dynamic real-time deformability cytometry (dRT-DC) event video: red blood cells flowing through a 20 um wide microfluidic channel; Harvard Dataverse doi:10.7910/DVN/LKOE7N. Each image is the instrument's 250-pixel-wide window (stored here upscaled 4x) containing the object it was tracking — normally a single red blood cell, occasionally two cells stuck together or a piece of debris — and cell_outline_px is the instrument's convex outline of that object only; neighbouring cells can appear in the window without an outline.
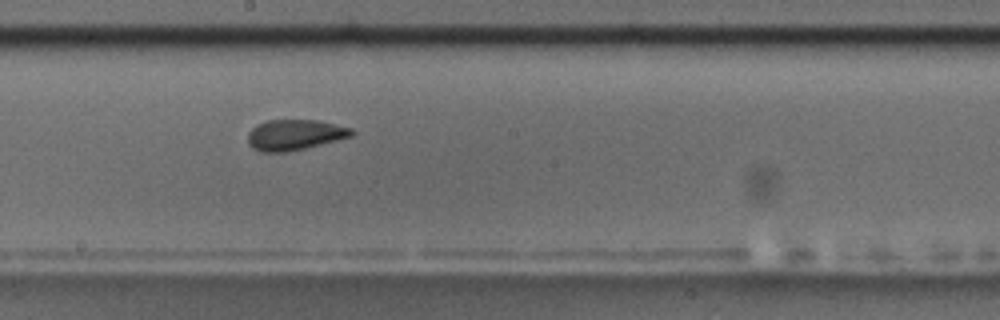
{"species": "common noctule bat (a hibernating species)", "species_latin": "Nyctalus noctula", "temperature_condition": "room temperature", "stored_images_in_passage": 15, "camera_frame_rate_fps": 3000, "um_per_image_px": 0.085, "animal": {"sex": "male", "body_mass_g": 17.5, "forearm_length_mm": 52.3}, "frame": {"image": 1, "passage_image": 9, "time_ms": 10.0, "image_size_px": [1000, 320], "cell_outline_px": [[356, 132], [352, 136], [288, 152], [260, 152], [252, 148], [248, 144], [248, 132], [256, 124], [268, 120], [316, 120], [352, 128]], "centroid_in_image_um": [25.02, 11.46], "position_along_channel_um": 223.2, "area_um2": 18.5}, "authors_computed_cell_mechanics": {"area_um2": 19.652, "velocity_mm_per_s": 3.503, "shape_relaxation_time_tau1_ms": 8.3916, "shape_relaxation_time_tau2_ms": 3.4265, "deformation_change_tau1": 0.1796, "deformation_change_tau2": 0.087}}